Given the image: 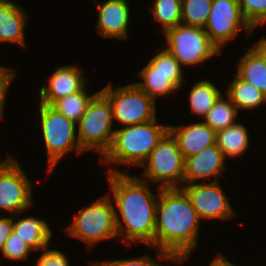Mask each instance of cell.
<instances>
[{
    "label": "cell",
    "mask_w": 266,
    "mask_h": 266,
    "mask_svg": "<svg viewBox=\"0 0 266 266\" xmlns=\"http://www.w3.org/2000/svg\"><path fill=\"white\" fill-rule=\"evenodd\" d=\"M115 207L118 239L130 247L137 243L154 248L157 194L149 182L129 172L104 173ZM111 193V194H110ZM136 243V244H134Z\"/></svg>",
    "instance_id": "6da1fadb"
},
{
    "label": "cell",
    "mask_w": 266,
    "mask_h": 266,
    "mask_svg": "<svg viewBox=\"0 0 266 266\" xmlns=\"http://www.w3.org/2000/svg\"><path fill=\"white\" fill-rule=\"evenodd\" d=\"M201 221L182 188H160L154 248H149L167 251L182 264L198 246Z\"/></svg>",
    "instance_id": "7a4b0ae2"
},
{
    "label": "cell",
    "mask_w": 266,
    "mask_h": 266,
    "mask_svg": "<svg viewBox=\"0 0 266 266\" xmlns=\"http://www.w3.org/2000/svg\"><path fill=\"white\" fill-rule=\"evenodd\" d=\"M168 131L169 125L158 124L157 118L143 124L116 128L110 148L100 159L101 164L110 165L103 173L128 172L115 168L116 164L128 168L141 167Z\"/></svg>",
    "instance_id": "3957f363"
},
{
    "label": "cell",
    "mask_w": 266,
    "mask_h": 266,
    "mask_svg": "<svg viewBox=\"0 0 266 266\" xmlns=\"http://www.w3.org/2000/svg\"><path fill=\"white\" fill-rule=\"evenodd\" d=\"M64 232L83 241L88 250L103 240L118 239L115 207L108 193L74 212L73 220Z\"/></svg>",
    "instance_id": "277c9868"
},
{
    "label": "cell",
    "mask_w": 266,
    "mask_h": 266,
    "mask_svg": "<svg viewBox=\"0 0 266 266\" xmlns=\"http://www.w3.org/2000/svg\"><path fill=\"white\" fill-rule=\"evenodd\" d=\"M39 126L47 155V172L51 174L66 154L74 152L83 155L77 138L76 123L67 119L52 105L39 103Z\"/></svg>",
    "instance_id": "5b68a950"
},
{
    "label": "cell",
    "mask_w": 266,
    "mask_h": 266,
    "mask_svg": "<svg viewBox=\"0 0 266 266\" xmlns=\"http://www.w3.org/2000/svg\"><path fill=\"white\" fill-rule=\"evenodd\" d=\"M109 99L99 91L89 102L85 113L76 124L77 138L81 148L94 151L100 158L110 148L116 129Z\"/></svg>",
    "instance_id": "8992f818"
},
{
    "label": "cell",
    "mask_w": 266,
    "mask_h": 266,
    "mask_svg": "<svg viewBox=\"0 0 266 266\" xmlns=\"http://www.w3.org/2000/svg\"><path fill=\"white\" fill-rule=\"evenodd\" d=\"M159 50V51H158ZM158 51V52H157ZM155 55L138 72L142 81L135 84L155 101L158 97L178 94L187 79L179 61L164 47L157 48ZM185 78V79H184Z\"/></svg>",
    "instance_id": "52a82bcc"
},
{
    "label": "cell",
    "mask_w": 266,
    "mask_h": 266,
    "mask_svg": "<svg viewBox=\"0 0 266 266\" xmlns=\"http://www.w3.org/2000/svg\"><path fill=\"white\" fill-rule=\"evenodd\" d=\"M184 162L176 139L168 131L141 165L144 172L139 177L158 183L159 188H181L184 184Z\"/></svg>",
    "instance_id": "ba28073f"
},
{
    "label": "cell",
    "mask_w": 266,
    "mask_h": 266,
    "mask_svg": "<svg viewBox=\"0 0 266 266\" xmlns=\"http://www.w3.org/2000/svg\"><path fill=\"white\" fill-rule=\"evenodd\" d=\"M100 91L109 99L114 122L127 126L143 124L157 118L156 101L142 91L135 82L113 88L108 83Z\"/></svg>",
    "instance_id": "9c48e42d"
},
{
    "label": "cell",
    "mask_w": 266,
    "mask_h": 266,
    "mask_svg": "<svg viewBox=\"0 0 266 266\" xmlns=\"http://www.w3.org/2000/svg\"><path fill=\"white\" fill-rule=\"evenodd\" d=\"M163 37L166 39L164 46L184 66L193 67L213 59L221 53L210 42L209 37L202 27L178 25L168 29Z\"/></svg>",
    "instance_id": "30bf717a"
},
{
    "label": "cell",
    "mask_w": 266,
    "mask_h": 266,
    "mask_svg": "<svg viewBox=\"0 0 266 266\" xmlns=\"http://www.w3.org/2000/svg\"><path fill=\"white\" fill-rule=\"evenodd\" d=\"M204 29L220 53L227 42L237 38L239 31L244 30L249 35L255 32L243 17L236 0H213Z\"/></svg>",
    "instance_id": "8fae6325"
},
{
    "label": "cell",
    "mask_w": 266,
    "mask_h": 266,
    "mask_svg": "<svg viewBox=\"0 0 266 266\" xmlns=\"http://www.w3.org/2000/svg\"><path fill=\"white\" fill-rule=\"evenodd\" d=\"M219 182L221 181L183 184L181 187L202 221L203 219L223 221L238 216Z\"/></svg>",
    "instance_id": "7c38bea8"
},
{
    "label": "cell",
    "mask_w": 266,
    "mask_h": 266,
    "mask_svg": "<svg viewBox=\"0 0 266 266\" xmlns=\"http://www.w3.org/2000/svg\"><path fill=\"white\" fill-rule=\"evenodd\" d=\"M21 167L18 159L0 176V209L7 215L27 211L33 205V181Z\"/></svg>",
    "instance_id": "4fadbf2b"
},
{
    "label": "cell",
    "mask_w": 266,
    "mask_h": 266,
    "mask_svg": "<svg viewBox=\"0 0 266 266\" xmlns=\"http://www.w3.org/2000/svg\"><path fill=\"white\" fill-rule=\"evenodd\" d=\"M98 8L96 32L102 38L127 40L131 11L128 0H94Z\"/></svg>",
    "instance_id": "5bb4252c"
},
{
    "label": "cell",
    "mask_w": 266,
    "mask_h": 266,
    "mask_svg": "<svg viewBox=\"0 0 266 266\" xmlns=\"http://www.w3.org/2000/svg\"><path fill=\"white\" fill-rule=\"evenodd\" d=\"M84 74V69H80L75 65H59L52 72L47 82L48 85L41 87L39 103L53 105L57 100L81 91L88 85V76Z\"/></svg>",
    "instance_id": "9a60e30c"
},
{
    "label": "cell",
    "mask_w": 266,
    "mask_h": 266,
    "mask_svg": "<svg viewBox=\"0 0 266 266\" xmlns=\"http://www.w3.org/2000/svg\"><path fill=\"white\" fill-rule=\"evenodd\" d=\"M226 160L216 144L185 158L184 184L198 183V180L206 181L209 178L214 179L208 182H218V177H224Z\"/></svg>",
    "instance_id": "2e32d148"
},
{
    "label": "cell",
    "mask_w": 266,
    "mask_h": 266,
    "mask_svg": "<svg viewBox=\"0 0 266 266\" xmlns=\"http://www.w3.org/2000/svg\"><path fill=\"white\" fill-rule=\"evenodd\" d=\"M169 132L176 139L184 159L216 144L217 133L203 121L188 125H169Z\"/></svg>",
    "instance_id": "e0dca14e"
},
{
    "label": "cell",
    "mask_w": 266,
    "mask_h": 266,
    "mask_svg": "<svg viewBox=\"0 0 266 266\" xmlns=\"http://www.w3.org/2000/svg\"><path fill=\"white\" fill-rule=\"evenodd\" d=\"M27 12L23 7L10 0L0 3V44L14 43L25 46V26L27 24Z\"/></svg>",
    "instance_id": "ac0fdd59"
},
{
    "label": "cell",
    "mask_w": 266,
    "mask_h": 266,
    "mask_svg": "<svg viewBox=\"0 0 266 266\" xmlns=\"http://www.w3.org/2000/svg\"><path fill=\"white\" fill-rule=\"evenodd\" d=\"M21 214L23 212L13 215V231L17 233V236L25 241L34 252L51 246L53 232L49 227V222L34 215L23 218ZM16 217L17 219H15Z\"/></svg>",
    "instance_id": "d6986e66"
},
{
    "label": "cell",
    "mask_w": 266,
    "mask_h": 266,
    "mask_svg": "<svg viewBox=\"0 0 266 266\" xmlns=\"http://www.w3.org/2000/svg\"><path fill=\"white\" fill-rule=\"evenodd\" d=\"M250 133L241 122L218 131L216 145L220 148L226 159L239 158L245 155L250 146ZM228 157V158H227Z\"/></svg>",
    "instance_id": "ffe728a7"
},
{
    "label": "cell",
    "mask_w": 266,
    "mask_h": 266,
    "mask_svg": "<svg viewBox=\"0 0 266 266\" xmlns=\"http://www.w3.org/2000/svg\"><path fill=\"white\" fill-rule=\"evenodd\" d=\"M233 80L226 86L224 94L237 107L238 111L254 110L266 103V95L254 85L233 75ZM228 87V88H227Z\"/></svg>",
    "instance_id": "44dd1931"
},
{
    "label": "cell",
    "mask_w": 266,
    "mask_h": 266,
    "mask_svg": "<svg viewBox=\"0 0 266 266\" xmlns=\"http://www.w3.org/2000/svg\"><path fill=\"white\" fill-rule=\"evenodd\" d=\"M236 75L266 95V64L262 56L250 45L237 61Z\"/></svg>",
    "instance_id": "7402d4cb"
},
{
    "label": "cell",
    "mask_w": 266,
    "mask_h": 266,
    "mask_svg": "<svg viewBox=\"0 0 266 266\" xmlns=\"http://www.w3.org/2000/svg\"><path fill=\"white\" fill-rule=\"evenodd\" d=\"M210 80L195 82L189 92L191 114L204 118L223 92Z\"/></svg>",
    "instance_id": "603a6c76"
},
{
    "label": "cell",
    "mask_w": 266,
    "mask_h": 266,
    "mask_svg": "<svg viewBox=\"0 0 266 266\" xmlns=\"http://www.w3.org/2000/svg\"><path fill=\"white\" fill-rule=\"evenodd\" d=\"M239 111L223 93L203 118V122L216 133L237 123Z\"/></svg>",
    "instance_id": "cb8c5ba5"
},
{
    "label": "cell",
    "mask_w": 266,
    "mask_h": 266,
    "mask_svg": "<svg viewBox=\"0 0 266 266\" xmlns=\"http://www.w3.org/2000/svg\"><path fill=\"white\" fill-rule=\"evenodd\" d=\"M152 3L151 17L161 25L162 34L182 24V0H153Z\"/></svg>",
    "instance_id": "d4e9b609"
},
{
    "label": "cell",
    "mask_w": 266,
    "mask_h": 266,
    "mask_svg": "<svg viewBox=\"0 0 266 266\" xmlns=\"http://www.w3.org/2000/svg\"><path fill=\"white\" fill-rule=\"evenodd\" d=\"M87 87L89 86L86 85L81 91L57 100L52 106L67 119L77 124L85 113L89 102L100 91L89 95L88 90L86 91Z\"/></svg>",
    "instance_id": "484cf974"
},
{
    "label": "cell",
    "mask_w": 266,
    "mask_h": 266,
    "mask_svg": "<svg viewBox=\"0 0 266 266\" xmlns=\"http://www.w3.org/2000/svg\"><path fill=\"white\" fill-rule=\"evenodd\" d=\"M157 251V256L154 255L155 257H158L157 261L151 257L150 254H145L136 258H127V259H109V260H102V261H97L93 262L89 261V265L91 266H171V265H166L162 262L163 260L166 262L170 261L173 262V264L178 265L177 263L179 262L171 253L156 249Z\"/></svg>",
    "instance_id": "4316f807"
},
{
    "label": "cell",
    "mask_w": 266,
    "mask_h": 266,
    "mask_svg": "<svg viewBox=\"0 0 266 266\" xmlns=\"http://www.w3.org/2000/svg\"><path fill=\"white\" fill-rule=\"evenodd\" d=\"M213 0H182V25L204 28Z\"/></svg>",
    "instance_id": "83f0119b"
},
{
    "label": "cell",
    "mask_w": 266,
    "mask_h": 266,
    "mask_svg": "<svg viewBox=\"0 0 266 266\" xmlns=\"http://www.w3.org/2000/svg\"><path fill=\"white\" fill-rule=\"evenodd\" d=\"M246 22L255 30L266 26V0H236Z\"/></svg>",
    "instance_id": "f1b7e54d"
},
{
    "label": "cell",
    "mask_w": 266,
    "mask_h": 266,
    "mask_svg": "<svg viewBox=\"0 0 266 266\" xmlns=\"http://www.w3.org/2000/svg\"><path fill=\"white\" fill-rule=\"evenodd\" d=\"M34 252L13 230L5 241L1 254L5 259L12 261H24L29 259Z\"/></svg>",
    "instance_id": "f546056e"
},
{
    "label": "cell",
    "mask_w": 266,
    "mask_h": 266,
    "mask_svg": "<svg viewBox=\"0 0 266 266\" xmlns=\"http://www.w3.org/2000/svg\"><path fill=\"white\" fill-rule=\"evenodd\" d=\"M17 72L13 71L10 66L0 65V120L5 118V101L7 99V92H9V87L15 81Z\"/></svg>",
    "instance_id": "4dcf8cb0"
},
{
    "label": "cell",
    "mask_w": 266,
    "mask_h": 266,
    "mask_svg": "<svg viewBox=\"0 0 266 266\" xmlns=\"http://www.w3.org/2000/svg\"><path fill=\"white\" fill-rule=\"evenodd\" d=\"M51 246L43 249L36 261V266H70L69 258L59 249H50Z\"/></svg>",
    "instance_id": "1f68e13d"
},
{
    "label": "cell",
    "mask_w": 266,
    "mask_h": 266,
    "mask_svg": "<svg viewBox=\"0 0 266 266\" xmlns=\"http://www.w3.org/2000/svg\"><path fill=\"white\" fill-rule=\"evenodd\" d=\"M6 215V216H5ZM0 214V254L3 250L5 241L13 230V215Z\"/></svg>",
    "instance_id": "d6a6232c"
},
{
    "label": "cell",
    "mask_w": 266,
    "mask_h": 266,
    "mask_svg": "<svg viewBox=\"0 0 266 266\" xmlns=\"http://www.w3.org/2000/svg\"><path fill=\"white\" fill-rule=\"evenodd\" d=\"M252 47L262 56L266 64V36L262 35V37L254 42Z\"/></svg>",
    "instance_id": "836d02e7"
},
{
    "label": "cell",
    "mask_w": 266,
    "mask_h": 266,
    "mask_svg": "<svg viewBox=\"0 0 266 266\" xmlns=\"http://www.w3.org/2000/svg\"><path fill=\"white\" fill-rule=\"evenodd\" d=\"M210 261V264L208 266H232V262L229 261L227 257H225L223 254H218Z\"/></svg>",
    "instance_id": "e575fe53"
},
{
    "label": "cell",
    "mask_w": 266,
    "mask_h": 266,
    "mask_svg": "<svg viewBox=\"0 0 266 266\" xmlns=\"http://www.w3.org/2000/svg\"><path fill=\"white\" fill-rule=\"evenodd\" d=\"M17 158H14L12 154L6 155V158L4 161H1L0 159V176L9 168L11 167L15 162Z\"/></svg>",
    "instance_id": "d590c367"
}]
</instances>
